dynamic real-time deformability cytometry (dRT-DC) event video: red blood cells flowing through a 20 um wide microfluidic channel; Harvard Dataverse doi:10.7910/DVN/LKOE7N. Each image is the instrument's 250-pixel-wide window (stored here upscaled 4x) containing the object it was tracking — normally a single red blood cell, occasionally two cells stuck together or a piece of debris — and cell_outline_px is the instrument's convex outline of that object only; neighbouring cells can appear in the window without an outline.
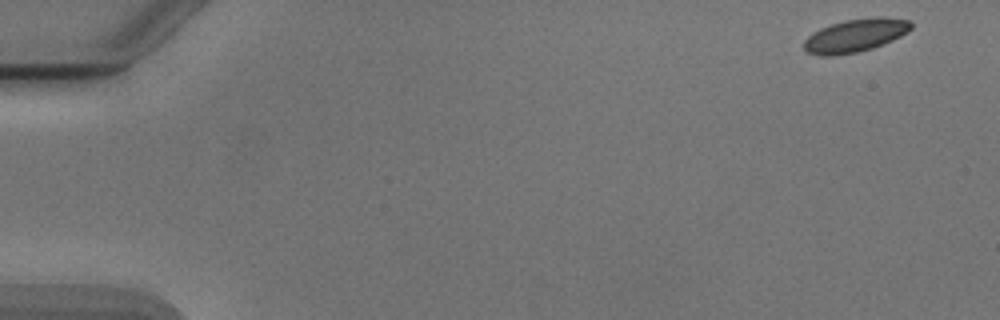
{"species": "Egyptian fruit bat (a non-hibernating species)", "species_latin": "Rousettus aegyptiacus", "temperature_condition": "cold", "stored_images_in_passage": 53, "camera_frame_rate_fps": 3000, "um_per_image_px": 0.085, "animal": {"sex": "male"}, "frame": {"image": 1, "passage_image": 1, "time_ms": 0.0, "image_size_px": [1000, 320], "cell_outline_px": [[912, 28], [900, 36], [892, 40], [872, 48], [856, 52], [832, 56], [820, 56], [808, 52], [804, 48], [804, 40], [812, 32], [820, 28], [844, 20], [908, 20], [912, 24]], "centroid_in_image_um": [72.59, 3.08], "position_along_channel_um": 12.4, "area_um2": 19.59}}
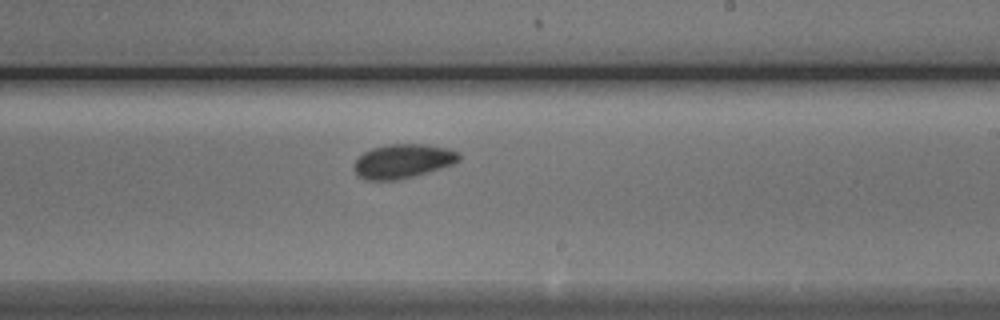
{"frame": {"image": 2, "passage_image": 31, "time_ms": 10.0, "image_size_px": [1000, 320], "cell_outline_px": [[460, 160], [452, 164], [428, 172], [396, 180], [368, 180], [360, 176], [352, 168], [352, 164], [364, 152], [372, 148], [388, 144], [424, 144], [448, 148], [460, 152]], "centroid_in_image_um": [34.24, 13.68], "position_along_channel_um": 254.8, "area_um2": 20.81}}
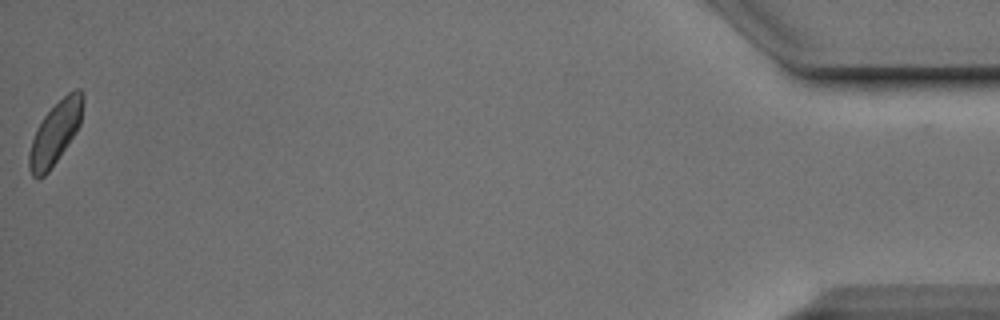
{"frame": {"image": 3, "passage_image": 52, "time_ms": 17.0, "image_size_px": [1000, 320], "cell_outline_px": [[84, 100], [80, 124], [76, 132], [48, 172], [44, 176], [32, 176], [28, 168], [28, 152], [36, 128], [44, 116], [68, 92], [76, 88], [80, 88], [84, 92]], "centroid_in_image_um": [4.7, 11.26], "position_along_channel_um": 430.5, "area_um2": 19.42}, "authors_computed_cell_mechanics": {"area_um2": 20.3456, "velocity_mm_per_s": 3.843, "shape_relaxation_time_tau1_ms": 2.7269, "shape_relaxation_time_tau2_ms": null, "deformation_change_tau1": 0.0818, "deformation_change_tau2": null}}